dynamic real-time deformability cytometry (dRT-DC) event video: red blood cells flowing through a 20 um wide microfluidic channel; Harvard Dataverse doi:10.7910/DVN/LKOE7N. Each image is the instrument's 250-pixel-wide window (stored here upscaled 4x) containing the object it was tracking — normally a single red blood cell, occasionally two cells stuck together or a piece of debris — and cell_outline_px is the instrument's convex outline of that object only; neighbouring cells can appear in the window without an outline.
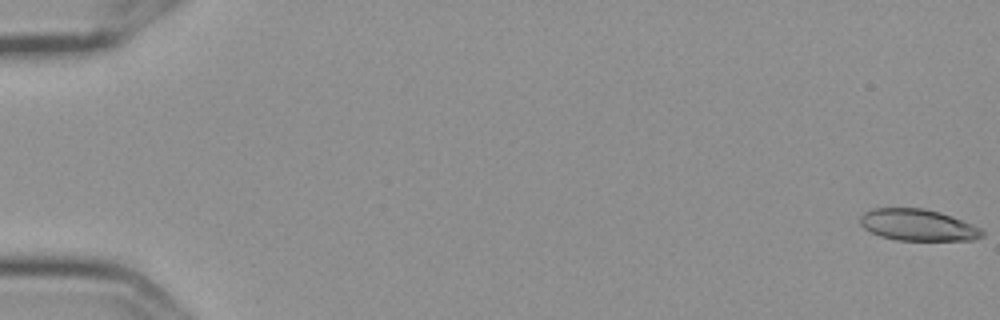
{"species": "Egyptian fruit bat (a non-hibernating species)", "species_latin": "Rousettus aegyptiacus", "temperature_condition": "cold", "stored_images_in_passage": 6, "camera_frame_rate_fps": 3000, "um_per_image_px": 0.085, "frame": {"image": 1, "passage_image": 1, "time_ms": 0.0, "image_size_px": [1000, 320], "cell_outline_px": [[984, 236], [976, 240], [896, 240], [880, 236], [864, 228], [860, 224], [860, 216], [864, 212], [872, 208], [924, 208], [940, 212], [952, 216], [972, 224], [980, 228], [984, 232]], "centroid_in_image_um": [78.03, 19.12], "position_along_channel_um": 7.0, "area_um2": 22.54}}
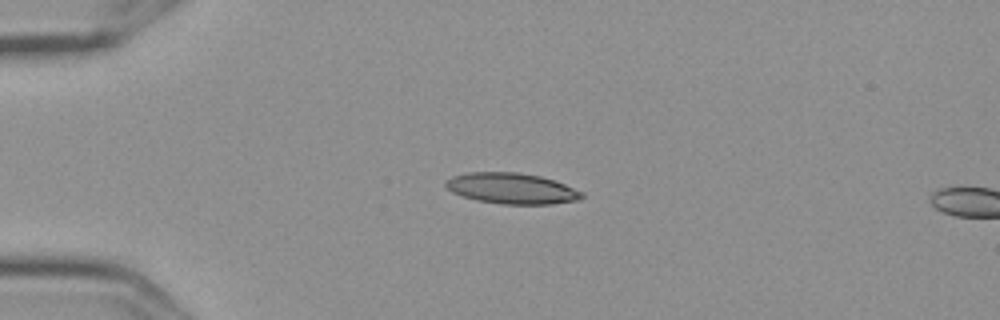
{"frame": {"image": 2, "passage_image": 5, "time_ms": 1.333, "image_size_px": [1000, 320], "cell_outline_px": [[584, 196], [576, 200], [552, 204], [500, 204], [476, 200], [452, 192], [444, 184], [444, 180], [452, 176], [468, 172], [516, 172], [540, 176], [564, 184], [584, 192]], "centroid_in_image_um": [43.47, 16.01], "position_along_channel_um": 41.5, "area_um2": 24.39}}